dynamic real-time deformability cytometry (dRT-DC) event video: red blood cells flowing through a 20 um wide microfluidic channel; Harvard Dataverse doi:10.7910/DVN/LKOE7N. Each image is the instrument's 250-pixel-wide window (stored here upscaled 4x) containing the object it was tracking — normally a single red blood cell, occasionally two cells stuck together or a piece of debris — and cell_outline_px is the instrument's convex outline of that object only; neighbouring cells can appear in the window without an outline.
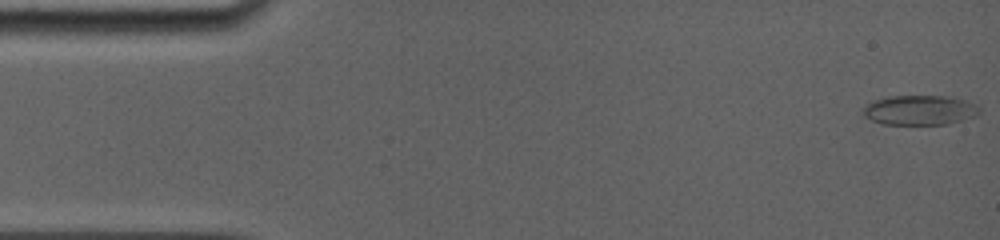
{"species": "common noctule bat (a hibernating species)", "species_latin": "Nyctalus noctula", "temperature_condition": "room temperature", "stored_images_in_passage": 75, "camera_frame_rate_fps": 5000, "um_per_image_px": 0.085, "animal": {"sex": "female", "body_mass_g": 19.0, "forearm_length_mm": 56.7}, "frame": {"image": 1, "passage_image": 1, "time_ms": 0.0, "image_size_px": [1000, 240], "cell_outline_px": [[980, 112], [976, 116], [948, 124], [884, 124], [872, 120], [864, 116], [860, 108], [872, 100], [888, 96], [948, 96], [964, 100], [976, 104], [980, 108]], "centroid_in_image_um": [78.15, 9.35], "position_along_channel_um": 6.9, "area_um2": 20.35}}
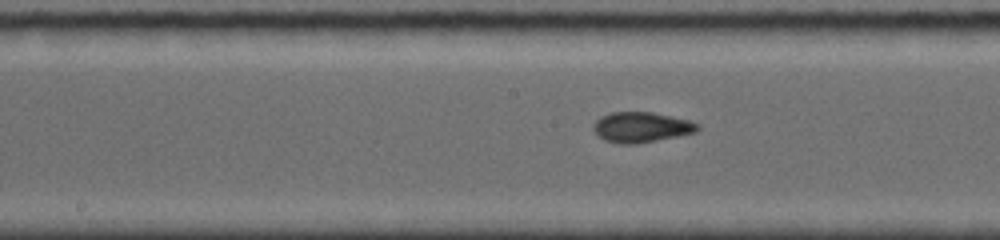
{"frame": {"image": 2, "passage_image": 40, "time_ms": 8.0, "image_size_px": [1000, 240], "cell_outline_px": [[700, 128], [696, 132], [656, 140], [632, 144], [620, 144], [604, 140], [592, 128], [592, 124], [600, 116], [612, 112], [652, 112], [688, 120], [700, 124]], "centroid_in_image_um": [54.49, 10.8], "position_along_channel_um": 193.7, "area_um2": 18.26}}
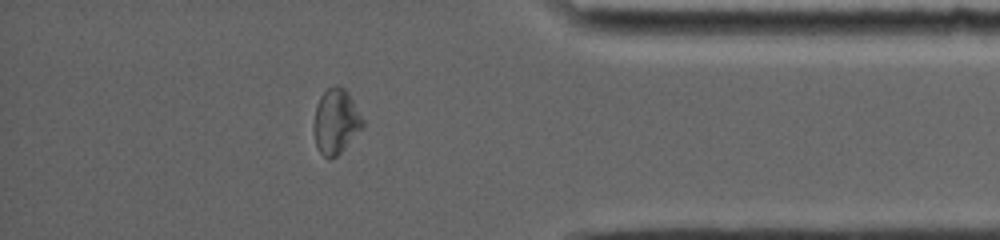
{"frame": {"image": 3, "passage_image": 67, "time_ms": 13.8, "image_size_px": [1000, 240], "cell_outline_px": [[364, 128], [336, 156], [324, 156], [320, 152], [316, 144], [316, 104], [320, 96], [328, 88], [336, 84], [344, 88], [348, 92], [364, 120]], "centroid_in_image_um": [28.6, 10.28], "position_along_channel_um": 406.6, "area_um2": 17.98}, "authors_computed_cell_mechanics": {"area_um2": 18.207, "velocity_mm_per_s": 3.8916, "shape_relaxation_time_tau1_ms": null, "shape_relaxation_time_tau2_ms": 1.2379, "deformation_change_tau1": null, "deformation_change_tau2": 0.055}}